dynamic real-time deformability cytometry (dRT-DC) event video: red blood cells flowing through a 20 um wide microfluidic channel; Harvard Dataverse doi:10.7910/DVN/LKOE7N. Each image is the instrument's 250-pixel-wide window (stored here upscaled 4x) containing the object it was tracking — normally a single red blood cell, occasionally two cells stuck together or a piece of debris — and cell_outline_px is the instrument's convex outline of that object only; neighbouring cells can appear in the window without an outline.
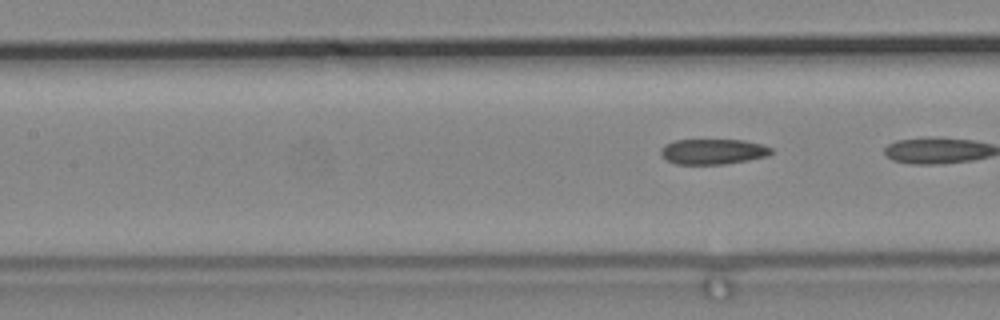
{"species": "common noctule bat (a hibernating species)", "species_latin": "Nyctalus noctula", "temperature_condition": "cold", "stored_images_in_passage": 7, "segment_of_instrument_passage": [2, 2], "camera_frame_rate_fps": 3000, "um_per_image_px": 0.085, "animal": {"sex": "male", "body_mass_g": 19.2, "forearm_length_mm": 51.8}, "frame": {"image": 1, "passage_image": 7, "time_ms": 2.0, "image_size_px": [1000, 320], "cell_outline_px": [[772, 152], [768, 156], [748, 160], [724, 164], [676, 164], [668, 160], [660, 152], [660, 148], [664, 144], [676, 140], [744, 140], [760, 144], [772, 148]], "centroid_in_image_um": [60.6, 12.88], "position_along_channel_um": 146.8, "area_um2": 16.24}}